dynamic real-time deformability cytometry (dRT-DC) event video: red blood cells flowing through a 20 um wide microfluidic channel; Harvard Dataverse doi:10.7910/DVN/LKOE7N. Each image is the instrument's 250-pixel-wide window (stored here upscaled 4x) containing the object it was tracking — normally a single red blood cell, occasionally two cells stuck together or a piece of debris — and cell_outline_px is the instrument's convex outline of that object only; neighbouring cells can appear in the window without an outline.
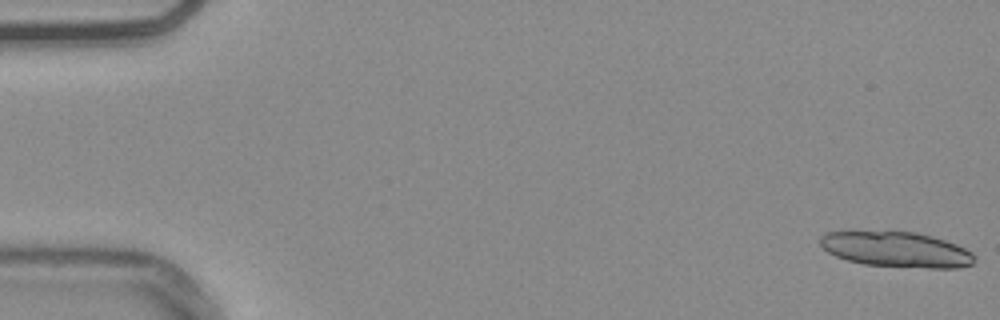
{"species": "common noctule bat (a hibernating species)", "species_latin": "Nyctalus noctula", "temperature_condition": "warm", "stored_images_in_passage": 27, "camera_frame_rate_fps": 3000, "um_per_image_px": 0.085, "animal": {"sex": "male", "body_mass_g": 20.4}, "frame": {"image": 1, "passage_image": 1, "time_ms": 0.0, "image_size_px": [1000, 320], "cell_outline_px": [[976, 260], [972, 264], [960, 268], [928, 268], [864, 264], [848, 260], [836, 256], [828, 252], [820, 244], [820, 236], [824, 232], [916, 232], [932, 236], [956, 244], [972, 252], [976, 256]], "centroid_in_image_um": [76.23, 21.21], "position_along_channel_um": 8.8, "area_um2": 31.62}}
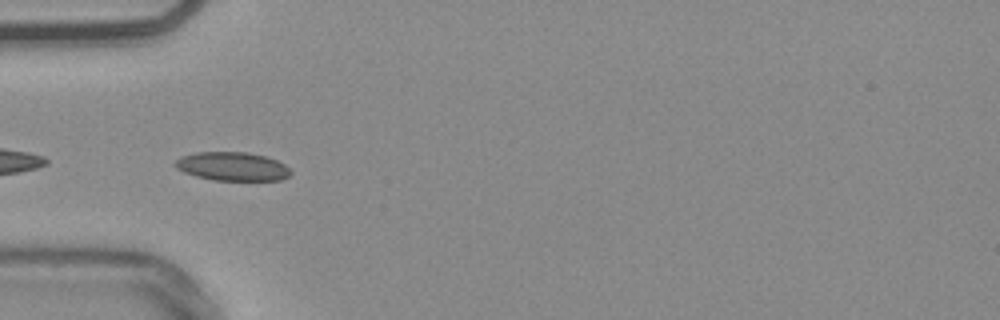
{"frame": {"image": 2, "passage_image": 18, "time_ms": 5.667, "image_size_px": [1000, 320], "cell_outline_px": [[292, 172], [288, 176], [280, 180], [212, 180], [196, 176], [184, 172], [176, 168], [172, 164], [180, 156], [196, 152], [248, 152], [264, 156], [276, 160], [284, 164]], "centroid_in_image_um": [19.71, 14.14], "position_along_channel_um": 65.3, "area_um2": 19.31}}